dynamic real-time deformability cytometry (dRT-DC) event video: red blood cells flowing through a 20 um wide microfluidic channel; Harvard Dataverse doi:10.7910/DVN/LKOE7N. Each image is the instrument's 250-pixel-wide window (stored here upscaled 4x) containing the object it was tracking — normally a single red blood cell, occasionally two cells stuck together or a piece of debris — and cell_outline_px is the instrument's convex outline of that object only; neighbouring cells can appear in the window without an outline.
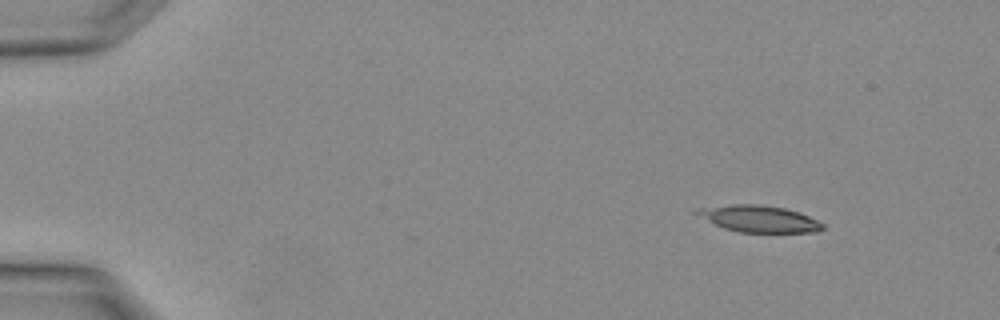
{"species": "Egyptian fruit bat (a non-hibernating species)", "species_latin": "Rousettus aegyptiacus", "temperature_condition": "warm", "stored_images_in_passage": 2, "camera_frame_rate_fps": 3000, "um_per_image_px": 0.085, "animal": {"sex": "female"}, "frame": {"image": 1, "passage_image": 1, "time_ms": 0.0, "image_size_px": [1000, 320], "cell_outline_px": [[824, 228], [816, 232], [740, 232], [724, 228], [692, 212], [692, 208], [732, 204], [760, 204], [784, 208], [800, 212], [824, 224]], "centroid_in_image_um": [64.48, 18.58], "position_along_channel_um": 20.5, "area_um2": 19.54}}